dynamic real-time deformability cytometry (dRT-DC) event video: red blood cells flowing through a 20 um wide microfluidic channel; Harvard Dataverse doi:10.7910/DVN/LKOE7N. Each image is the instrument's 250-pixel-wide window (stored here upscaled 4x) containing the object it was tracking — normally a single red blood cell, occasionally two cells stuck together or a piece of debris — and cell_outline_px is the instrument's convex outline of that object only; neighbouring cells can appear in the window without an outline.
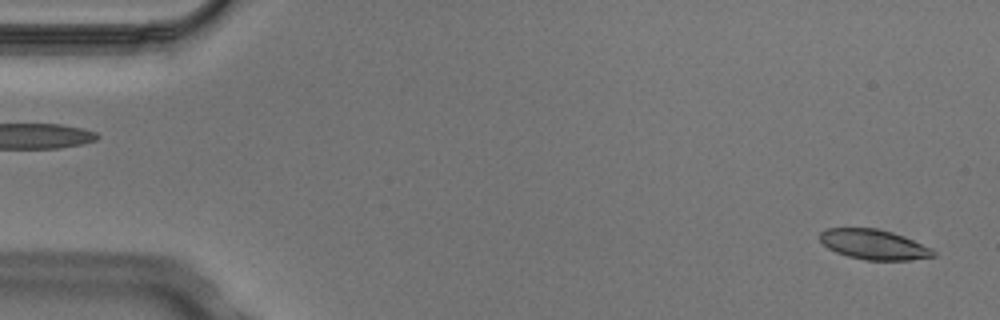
{"species": "Egyptian fruit bat (a non-hibernating species)", "species_latin": "Rousettus aegyptiacus", "temperature_condition": "cold", "stored_images_in_passage": 6, "segment_of_instrument_passage": [2, 2], "camera_frame_rate_fps": 3000, "um_per_image_px": 0.085, "animal": {"sex": "male"}, "frame": {"image": 1, "passage_image": 6, "time_ms": 1.667, "image_size_px": [1000, 320], "cell_outline_px": [[936, 256], [908, 260], [864, 260], [848, 256], [836, 252], [828, 248], [820, 240], [820, 232], [828, 228], [876, 228], [892, 232], [904, 236], [932, 248], [936, 252]], "centroid_in_image_um": [74.29, 20.78], "position_along_channel_um": 10.7, "area_um2": 19.83}}